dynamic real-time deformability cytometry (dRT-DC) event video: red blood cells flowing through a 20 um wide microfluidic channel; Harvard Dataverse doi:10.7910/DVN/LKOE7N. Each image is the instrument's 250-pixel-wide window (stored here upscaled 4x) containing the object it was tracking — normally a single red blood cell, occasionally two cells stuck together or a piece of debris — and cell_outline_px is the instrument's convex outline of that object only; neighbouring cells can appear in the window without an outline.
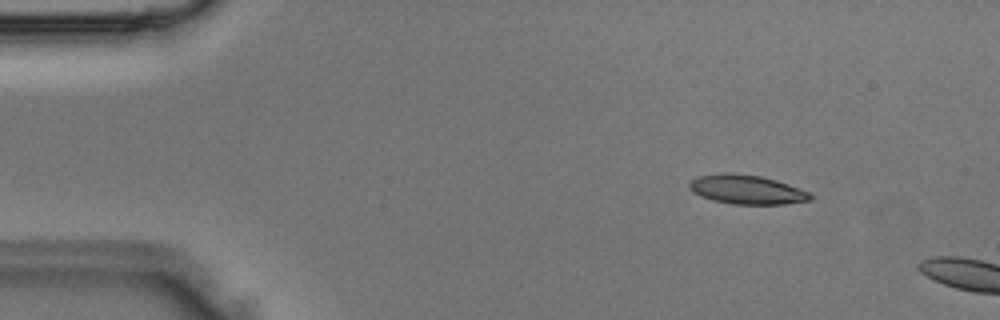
{"species": "Egyptian fruit bat (a non-hibernating species)", "species_latin": "Rousettus aegyptiacus", "temperature_condition": "room temperature", "stored_images_in_passage": 4, "camera_frame_rate_fps": 3000, "um_per_image_px": 0.085, "animal": {"sex": "male"}, "frame": {"image": 1, "passage_image": 2, "time_ms": 0.333, "image_size_px": [1000, 320], "cell_outline_px": [[812, 200], [784, 204], [732, 204], [712, 200], [700, 196], [692, 192], [688, 188], [688, 184], [696, 176], [720, 172], [728, 172], [760, 176], [776, 180], [800, 188], [808, 192], [812, 196]], "centroid_in_image_um": [63.42, 16.1], "position_along_channel_um": 21.6, "area_um2": 20.75}}